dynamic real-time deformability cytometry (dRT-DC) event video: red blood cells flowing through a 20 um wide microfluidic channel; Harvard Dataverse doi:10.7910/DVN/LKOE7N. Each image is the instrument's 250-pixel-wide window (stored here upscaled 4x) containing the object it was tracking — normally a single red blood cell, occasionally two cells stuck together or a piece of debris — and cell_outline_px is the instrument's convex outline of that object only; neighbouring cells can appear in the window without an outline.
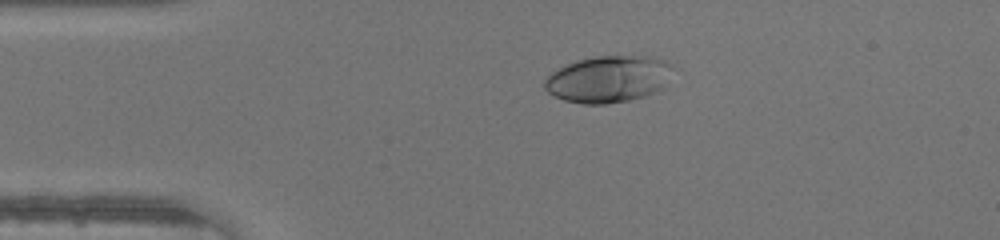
{"species": "human", "species_latin": "Homo sapiens", "temperature_condition": "warm", "stored_images_in_passage": 38, "camera_frame_rate_fps": 3000, "um_per_image_px": 0.085, "donor": {"sex": "male"}, "frame": {"image": 1, "passage_image": 1, "time_ms": 0.0, "image_size_px": [1000, 240], "cell_outline_px": [[672, 64], [664, 88], [644, 96], [628, 100], [604, 104], [584, 104], [564, 100], [552, 96], [544, 88], [544, 80], [552, 72], [576, 60], [596, 56], [648, 56], [668, 60]], "centroid_in_image_um": [51.7, 6.72], "position_along_channel_um": 33.3, "area_um2": 34.85}}
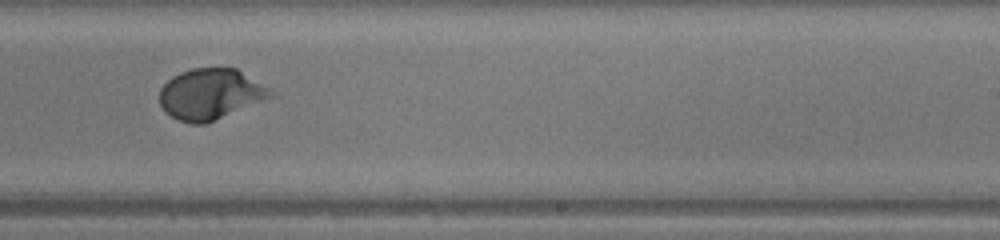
{"frame": {"image": 2, "passage_image": 20, "time_ms": 6.333, "image_size_px": [1000, 240], "cell_outline_px": [[280, 96], [204, 124], [192, 124], [176, 120], [164, 112], [160, 104], [160, 88], [172, 76], [180, 72], [192, 68], [236, 68], [272, 88]], "centroid_in_image_um": [17.97, 8.01], "position_along_channel_um": 271.0, "area_um2": 33.76}}
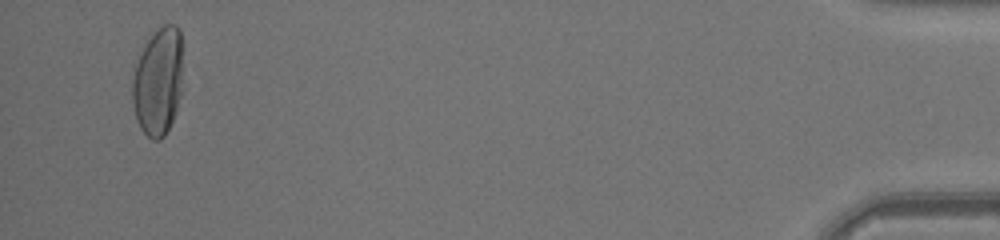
{"frame": {"image": 3, "passage_image": 36, "time_ms": 11.667, "image_size_px": [1000, 240], "cell_outline_px": [[180, 96], [176, 112], [164, 136], [160, 140], [152, 140], [140, 128], [136, 120], [132, 100], [132, 80], [136, 64], [148, 40], [164, 24], [176, 24], [180, 28]], "centroid_in_image_um": [13.42, 6.98], "position_along_channel_um": 421.8, "area_um2": 31.1}}